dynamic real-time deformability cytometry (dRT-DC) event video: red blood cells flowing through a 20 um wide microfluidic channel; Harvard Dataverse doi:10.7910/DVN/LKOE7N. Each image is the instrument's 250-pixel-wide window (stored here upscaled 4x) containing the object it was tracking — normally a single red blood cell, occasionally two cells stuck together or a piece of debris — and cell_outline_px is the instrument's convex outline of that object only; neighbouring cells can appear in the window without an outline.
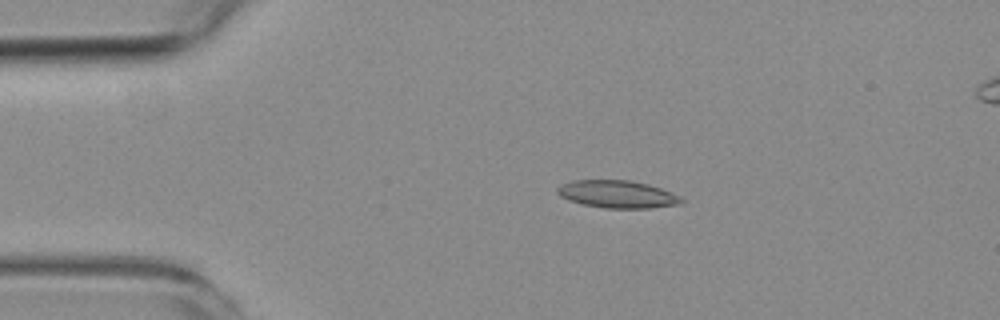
{"species": "common noctule bat (a hibernating species)", "species_latin": "Nyctalus noctula", "temperature_condition": "room temperature", "stored_images_in_passage": 5, "camera_frame_rate_fps": 3000, "um_per_image_px": 0.085, "animal": {"sex": "female", "body_mass_g": 19.3, "forearm_length_mm": 54.1}, "frame": {"image": 1, "passage_image": 3, "time_ms": 3.0, "image_size_px": [1000, 320], "cell_outline_px": [[684, 200], [680, 204], [652, 208], [604, 208], [584, 204], [568, 200], [560, 196], [556, 192], [556, 188], [560, 184], [572, 180], [632, 180], [648, 184], [660, 188], [680, 196]], "centroid_in_image_um": [52.45, 16.5], "position_along_channel_um": 32.5, "area_um2": 20.0}}